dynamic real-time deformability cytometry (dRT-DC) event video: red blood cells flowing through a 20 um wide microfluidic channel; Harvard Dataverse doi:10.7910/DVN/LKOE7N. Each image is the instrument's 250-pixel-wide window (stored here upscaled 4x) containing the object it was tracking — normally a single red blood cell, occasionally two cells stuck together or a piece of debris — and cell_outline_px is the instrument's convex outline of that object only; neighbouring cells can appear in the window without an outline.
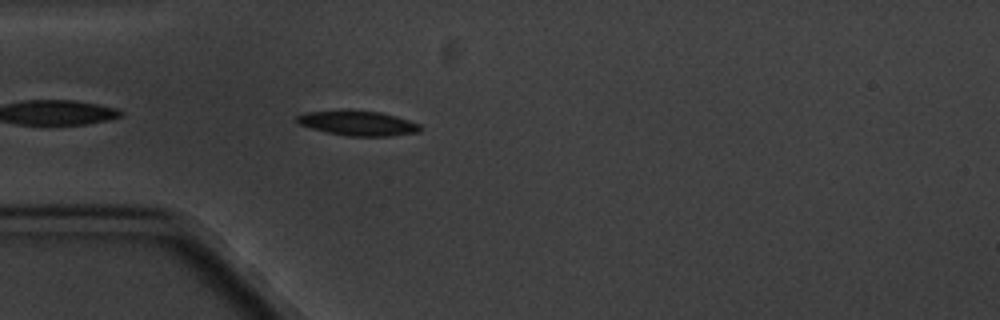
{"species": "common noctule bat (a hibernating species)", "species_latin": "Nyctalus noctula", "temperature_condition": "cold", "stored_images_in_passage": 4, "camera_frame_rate_fps": 3000, "um_per_image_px": 0.085, "animal": {"sex": "male", "body_mass_g": 20.1, "forearm_length_mm": 53.5}, "frame": {"image": 1, "passage_image": 4, "time_ms": 3.333, "image_size_px": [1000, 320], "cell_outline_px": [[424, 128], [420, 132], [388, 136], [348, 136], [328, 132], [312, 128], [300, 124], [296, 120], [296, 116], [304, 112], [348, 108], [380, 112], [396, 116], [420, 124]], "centroid_in_image_um": [30.42, 10.44], "position_along_channel_um": 54.6, "area_um2": 18.26}}